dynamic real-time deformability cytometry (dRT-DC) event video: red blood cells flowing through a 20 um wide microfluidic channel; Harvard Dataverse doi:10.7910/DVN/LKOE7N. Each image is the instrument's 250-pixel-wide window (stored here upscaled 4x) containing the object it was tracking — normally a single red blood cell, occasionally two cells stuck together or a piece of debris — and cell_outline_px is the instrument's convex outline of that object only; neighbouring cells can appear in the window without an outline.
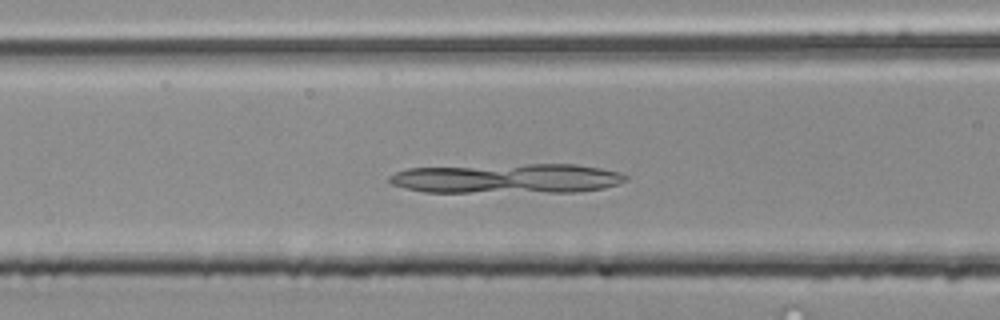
{"species": "common noctule bat (a hibernating species)", "species_latin": "Nyctalus noctula", "temperature_condition": "room temperature", "stored_images_in_passage": 44, "camera_frame_rate_fps": 3000, "um_per_image_px": 0.085, "animal": {"sex": "male", "body_mass_g": 20.4}, "frame": {"image": 1, "passage_image": 12, "time_ms": 3.667, "image_size_px": [1000, 320], "cell_outline_px": [[628, 180], [604, 188], [576, 192], [424, 192], [404, 188], [392, 184], [388, 180], [388, 176], [396, 172], [408, 168], [528, 164], [576, 164], [600, 168], [620, 172], [628, 176]], "centroid_in_image_um": [43.12, 15.17], "position_along_channel_um": 123.5, "area_um2": 41.04}}
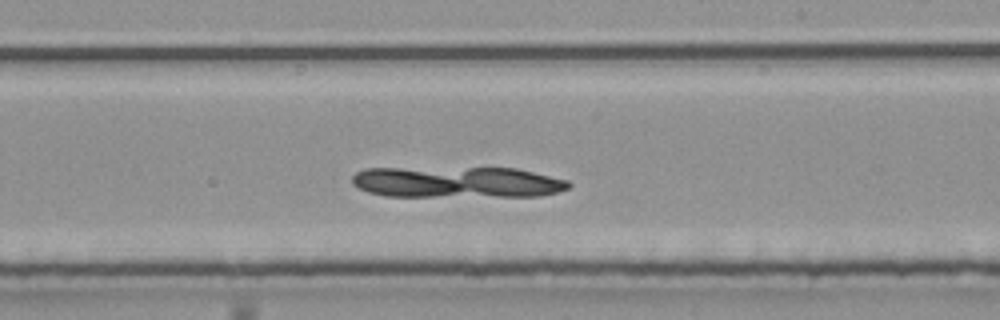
{"frame": {"image": 2, "passage_image": 22, "time_ms": 7.0, "image_size_px": [1000, 320], "cell_outline_px": [[572, 184], [568, 188], [556, 192], [540, 196], [384, 196], [368, 192], [352, 184], [352, 176], [356, 172], [364, 168], [516, 168], [568, 180]], "centroid_in_image_um": [38.84, 15.48], "position_along_channel_um": 250.2, "area_um2": 39.36}}
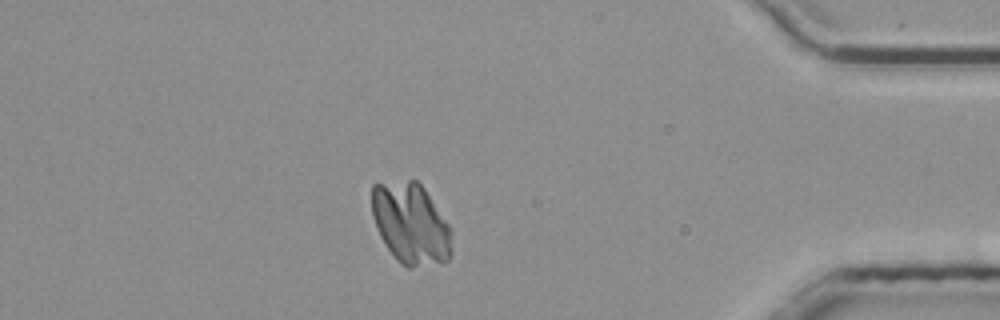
{"frame": {"image": 3, "passage_image": 37, "time_ms": 12.0, "image_size_px": [1000, 320], "cell_outline_px": [[452, 252], [448, 260], [408, 268], [396, 260], [384, 244], [380, 236], [372, 216], [372, 184], [408, 180], [416, 180], [424, 188], [448, 224], [452, 232]], "centroid_in_image_um": [34.9, 19.01], "position_along_channel_um": 400.3, "area_um2": 37.74}}